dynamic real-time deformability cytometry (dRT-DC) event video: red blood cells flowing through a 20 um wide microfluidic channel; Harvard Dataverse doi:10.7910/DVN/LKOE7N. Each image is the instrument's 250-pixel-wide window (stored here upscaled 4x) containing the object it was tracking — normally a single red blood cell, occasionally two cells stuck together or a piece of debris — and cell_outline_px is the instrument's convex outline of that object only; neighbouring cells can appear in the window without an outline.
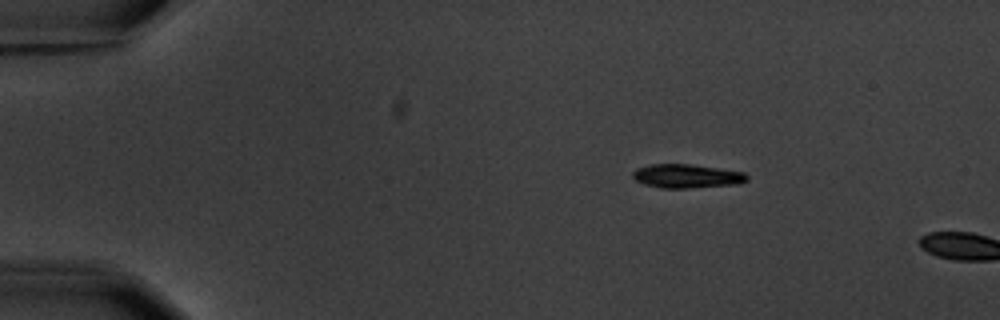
{"species": "common noctule bat (a hibernating species)", "species_latin": "Nyctalus noctula", "temperature_condition": "warm", "stored_images_in_passage": 2, "camera_frame_rate_fps": 3000, "um_per_image_px": 0.085, "animal": {"sex": "male", "body_mass_g": 20.1, "forearm_length_mm": 53.5}, "frame": {"image": 1, "passage_image": 1, "time_ms": 0.0, "image_size_px": [1000, 320], "cell_outline_px": [[748, 180], [740, 184], [684, 188], [660, 188], [644, 184], [636, 180], [632, 176], [632, 172], [636, 168], [648, 164], [692, 164], [744, 172], [748, 176]], "centroid_in_image_um": [58.36, 14.96], "position_along_channel_um": 26.6, "area_um2": 15.95}}